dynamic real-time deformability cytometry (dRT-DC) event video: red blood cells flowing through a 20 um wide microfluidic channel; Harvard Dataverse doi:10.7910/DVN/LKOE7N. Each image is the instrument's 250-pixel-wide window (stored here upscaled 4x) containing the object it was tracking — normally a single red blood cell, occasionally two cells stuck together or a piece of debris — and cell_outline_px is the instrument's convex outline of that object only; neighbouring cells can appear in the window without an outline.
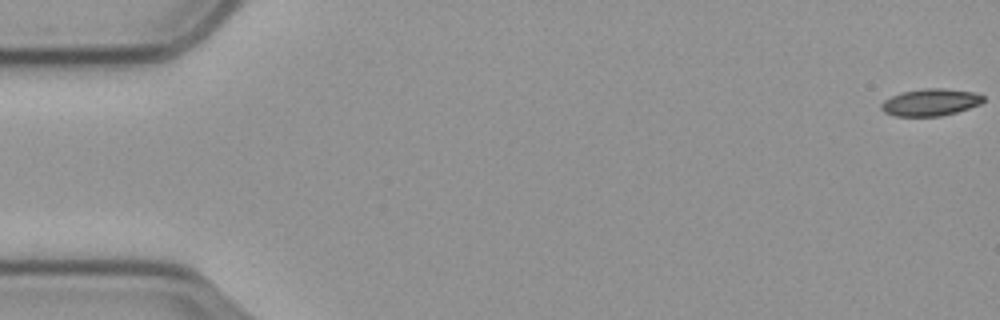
{"species": "common noctule bat (a hibernating species)", "species_latin": "Nyctalus noctula", "temperature_condition": "cold", "stored_images_in_passage": 11, "camera_frame_rate_fps": 3000, "um_per_image_px": 0.085, "animal": {"sex": "male", "body_mass_g": 23.1, "forearm_length_mm": 52.7}, "frame": {"image": 1, "passage_image": 1, "time_ms": 0.0, "image_size_px": [1000, 320], "cell_outline_px": [[984, 100], [980, 104], [956, 112], [940, 116], [896, 116], [884, 112], [880, 108], [880, 104], [884, 100], [892, 96], [904, 92], [924, 88], [940, 88], [972, 92], [984, 96]], "centroid_in_image_um": [79.07, 8.7], "position_along_channel_um": 5.9, "area_um2": 15.9}}